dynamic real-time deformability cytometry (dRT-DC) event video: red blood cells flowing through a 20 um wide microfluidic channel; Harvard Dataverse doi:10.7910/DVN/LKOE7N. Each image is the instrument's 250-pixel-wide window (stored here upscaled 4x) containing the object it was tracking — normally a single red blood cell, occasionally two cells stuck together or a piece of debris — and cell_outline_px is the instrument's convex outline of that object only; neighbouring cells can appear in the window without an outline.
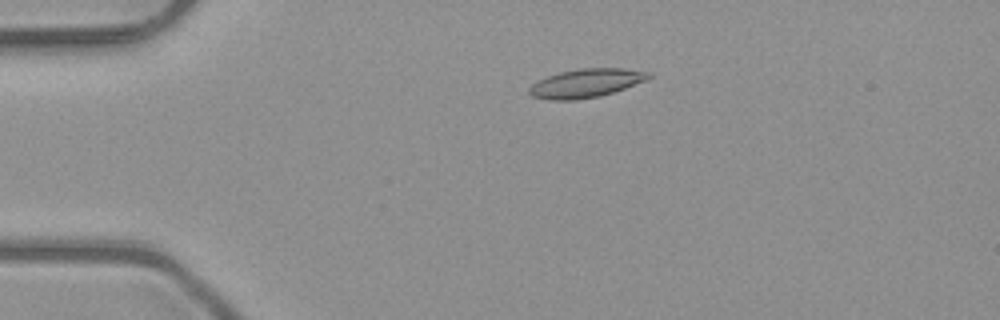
{"species": "common noctule bat (a hibernating species)", "species_latin": "Nyctalus noctula", "temperature_condition": "room temperature", "stored_images_in_passage": 3, "camera_frame_rate_fps": 3000, "um_per_image_px": 0.085, "animal": {"sex": "male", "body_mass_g": 23.1, "forearm_length_mm": 52.7}, "frame": {"image": 1, "passage_image": 2, "time_ms": 0.333, "image_size_px": [1000, 320], "cell_outline_px": [[652, 76], [644, 80], [624, 88], [600, 96], [576, 100], [548, 100], [532, 96], [528, 92], [528, 88], [532, 84], [548, 76], [560, 72], [580, 68], [624, 68], [648, 72]], "centroid_in_image_um": [49.77, 7.07], "position_along_channel_um": 35.2, "area_um2": 19.71}}